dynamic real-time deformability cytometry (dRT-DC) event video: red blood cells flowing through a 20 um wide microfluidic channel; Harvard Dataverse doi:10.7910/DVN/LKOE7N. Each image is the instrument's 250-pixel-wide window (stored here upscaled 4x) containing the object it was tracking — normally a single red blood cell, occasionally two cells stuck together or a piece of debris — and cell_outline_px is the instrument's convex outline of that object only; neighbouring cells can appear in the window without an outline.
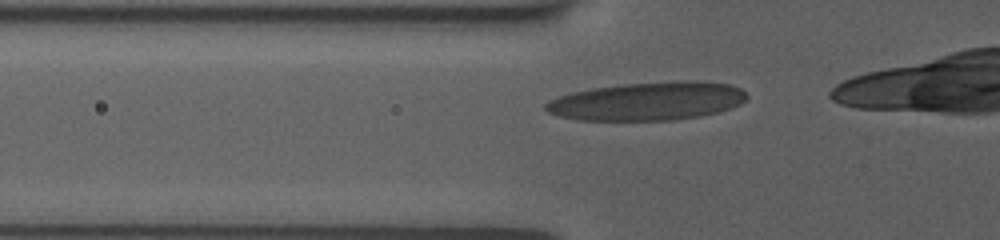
{"species": "human", "species_latin": "Homo sapiens", "temperature_condition": "room temperature", "stored_images_in_passage": 15, "camera_frame_rate_fps": 3000, "um_per_image_px": 0.085, "donor": {"sex": "female"}, "frame": {"image": 1, "passage_image": 2, "time_ms": 0.333, "image_size_px": [1000, 240], "cell_outline_px": [[748, 96], [740, 104], [716, 112], [700, 116], [668, 120], [580, 120], [560, 116], [548, 112], [544, 108], [544, 104], [560, 96], [572, 92], [592, 88], [624, 84], [672, 80], [700, 80], [728, 84], [740, 88]], "centroid_in_image_um": [55.05, 8.58], "position_along_channel_um": 70.7, "area_um2": 44.8}}
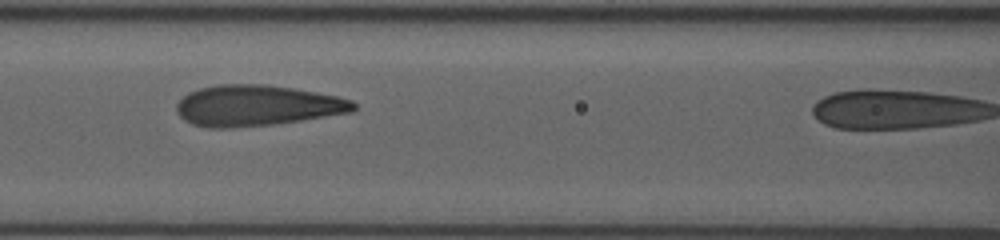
{"frame": {"image": 2, "passage_image": 7, "time_ms": 2.333, "image_size_px": [1000, 240], "cell_outline_px": [[356, 108], [352, 112], [300, 120], [272, 124], [228, 128], [208, 128], [192, 124], [184, 120], [176, 112], [176, 104], [188, 92], [200, 88], [216, 84], [264, 84], [292, 88], [316, 92], [336, 96], [352, 100], [356, 104]], "centroid_in_image_um": [21.8, 8.97], "position_along_channel_um": 144.8, "area_um2": 42.08}}
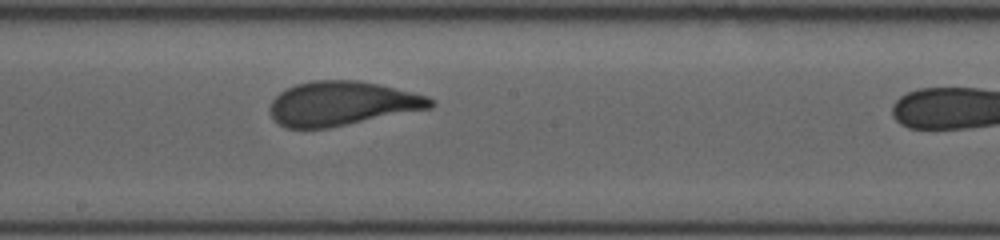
{"frame": {"image": 3, "passage_image": 14, "time_ms": 4.333, "image_size_px": [1000, 240], "cell_outline_px": [[436, 104], [432, 108], [328, 128], [288, 128], [280, 124], [268, 112], [268, 108], [272, 100], [280, 92], [296, 84], [312, 80], [356, 80], [380, 84], [428, 96], [436, 100]], "centroid_in_image_um": [29.09, 8.79], "position_along_channel_um": 219.1, "area_um2": 41.5}}